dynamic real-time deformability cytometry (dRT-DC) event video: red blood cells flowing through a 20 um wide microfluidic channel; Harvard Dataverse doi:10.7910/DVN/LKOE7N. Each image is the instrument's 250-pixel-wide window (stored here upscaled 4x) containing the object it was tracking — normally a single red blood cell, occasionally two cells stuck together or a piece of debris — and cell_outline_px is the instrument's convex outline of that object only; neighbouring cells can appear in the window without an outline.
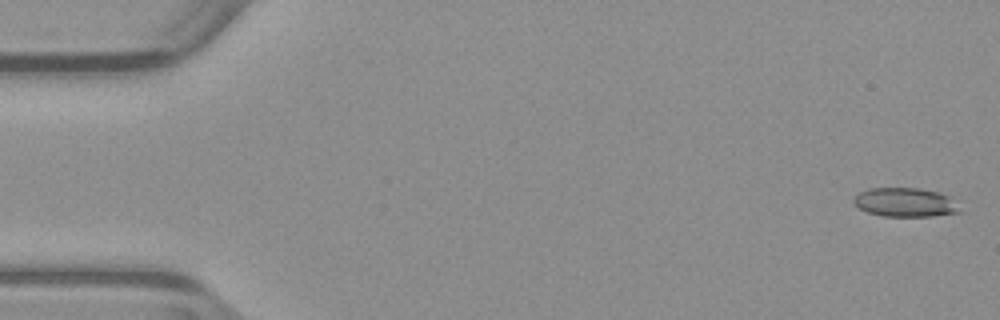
{"species": "common noctule bat (a hibernating species)", "species_latin": "Nyctalus noctula", "temperature_condition": "warm", "stored_images_in_passage": 52, "camera_frame_rate_fps": 3000, "um_per_image_px": 0.085, "animal": {"sex": "male", "body_mass_g": 23.1, "forearm_length_mm": 52.7}, "frame": {"image": 1, "passage_image": 1, "time_ms": 0.0, "image_size_px": [1000, 320], "cell_outline_px": [[960, 212], [932, 216], [884, 216], [868, 212], [860, 208], [852, 200], [852, 196], [868, 188], [920, 188], [940, 192], [948, 196]], "centroid_in_image_um": [76.88, 17.18], "position_along_channel_um": 8.1, "area_um2": 17.69}}
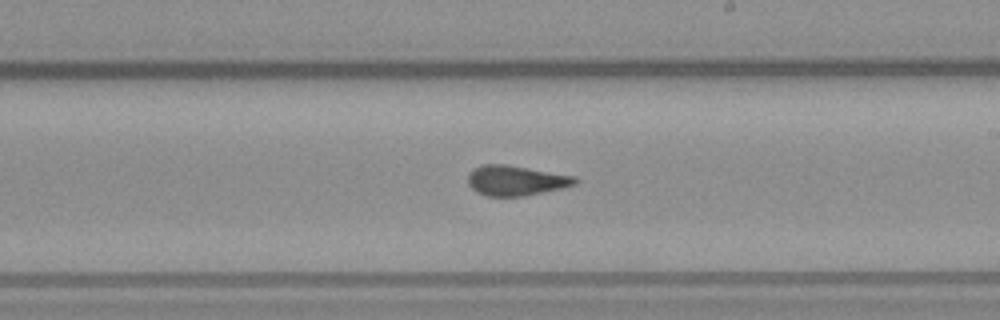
{"frame": {"image": 2, "passage_image": 30, "time_ms": 9.667, "image_size_px": [1000, 320], "cell_outline_px": [[580, 180], [576, 184], [544, 192], [524, 196], [488, 196], [476, 192], [468, 184], [468, 172], [484, 164], [504, 164], [576, 176]], "centroid_in_image_um": [43.85, 15.34], "position_along_channel_um": 245.1, "area_um2": 18.73}}
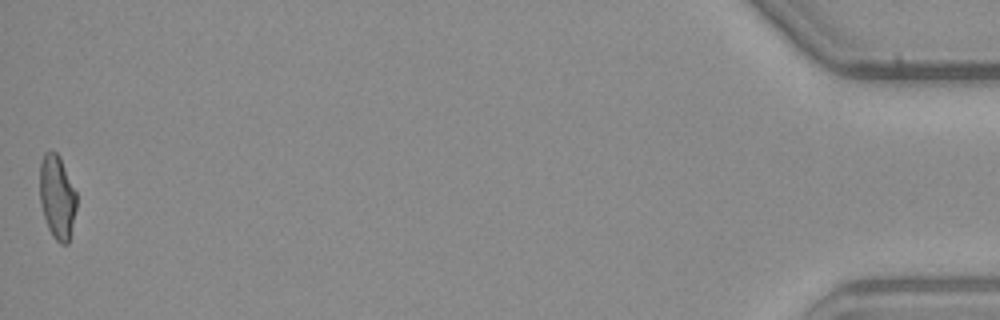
{"frame": {"image": 3, "passage_image": 52, "time_ms": 17.0, "image_size_px": [1000, 320], "cell_outline_px": [[76, 208], [68, 244], [60, 244], [52, 236], [48, 228], [40, 204], [40, 164], [44, 152], [56, 152], [60, 156], [76, 192]], "centroid_in_image_um": [4.85, 16.75], "position_along_channel_um": 430.4, "area_um2": 17.92}, "authors_computed_cell_mechanics": {"area_um2": 18.7272, "velocity_mm_per_s": 3.9487, "shape_relaxation_time_tau1_ms": 6.9294, "shape_relaxation_time_tau2_ms": 1.3779, "deformation_change_tau1": 0.2081, "deformation_change_tau2": 0.0911}}